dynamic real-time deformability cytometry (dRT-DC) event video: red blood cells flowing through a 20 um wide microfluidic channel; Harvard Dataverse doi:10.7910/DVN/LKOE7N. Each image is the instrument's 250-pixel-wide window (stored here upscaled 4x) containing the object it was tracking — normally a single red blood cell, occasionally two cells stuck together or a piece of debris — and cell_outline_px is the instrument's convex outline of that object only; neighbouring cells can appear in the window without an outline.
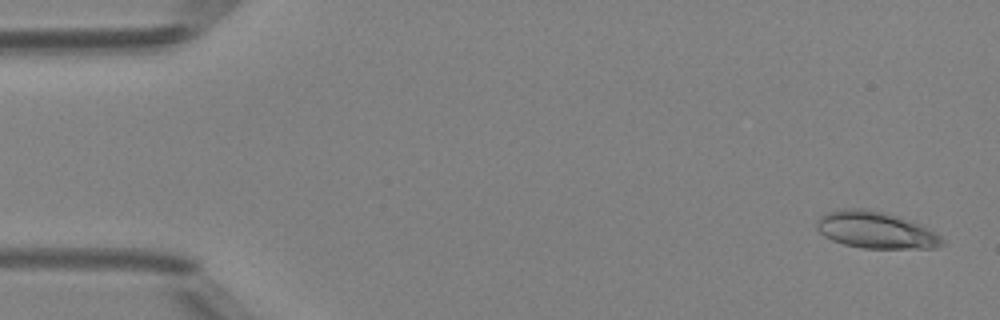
{"species": "Egyptian fruit bat (a non-hibernating species)", "species_latin": "Rousettus aegyptiacus", "temperature_condition": "room temperature", "stored_images_in_passage": 49, "camera_frame_rate_fps": 3000, "um_per_image_px": 0.085, "animal": {"sex": "female"}, "frame": {"image": 1, "passage_image": 2, "time_ms": 0.333, "image_size_px": [1000, 320], "cell_outline_px": [[944, 244], [936, 248], [860, 248], [844, 244], [832, 240], [824, 236], [816, 228], [816, 220], [820, 216], [828, 212], [840, 208], [864, 208], [900, 216], [940, 236], [944, 240]], "centroid_in_image_um": [74.37, 19.55], "position_along_channel_um": 10.6, "area_um2": 26.7}}
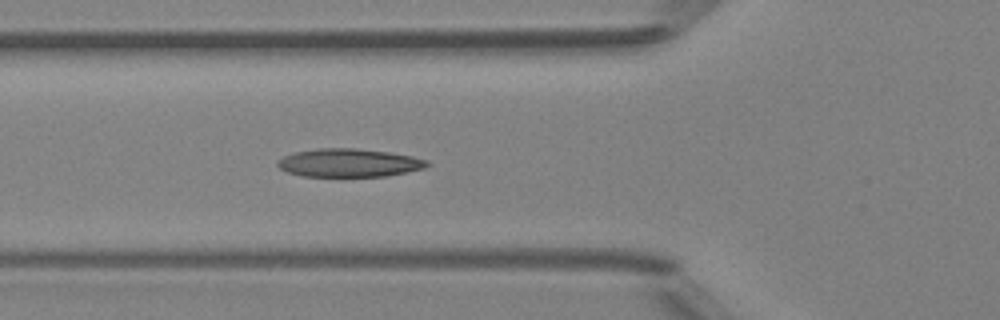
{"frame": {"image": 2, "passage_image": 18, "time_ms": 5.667, "image_size_px": [1000, 320], "cell_outline_px": [[432, 164], [424, 168], [388, 176], [304, 176], [288, 172], [280, 168], [276, 164], [284, 156], [296, 152], [320, 148], [356, 148], [388, 152], [412, 156], [428, 160]], "centroid_in_image_um": [29.71, 13.84], "position_along_channel_um": 96.1, "area_um2": 24.45}}
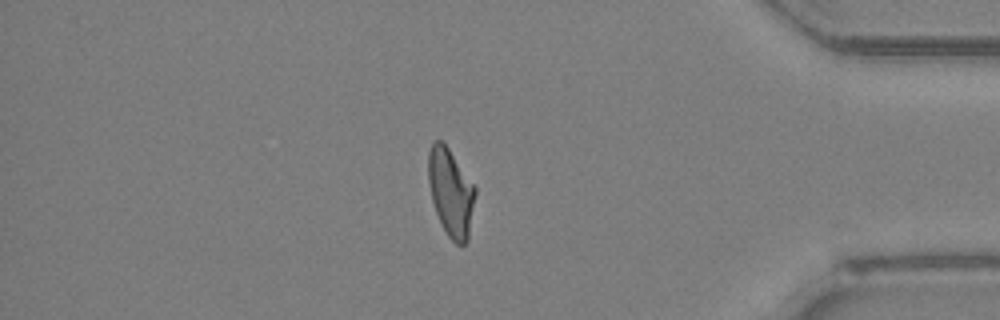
{"frame": {"image": 3, "passage_image": 42, "time_ms": 13.667, "image_size_px": [1000, 320], "cell_outline_px": [[476, 192], [468, 240], [464, 244], [456, 244], [448, 236], [436, 212], [432, 200], [428, 180], [428, 152], [432, 140], [440, 140], [448, 148], [476, 188]], "centroid_in_image_um": [38.31, 16.34], "position_along_channel_um": 396.9, "area_um2": 23.7}, "authors_computed_cell_mechanics": {"area_um2": 24.1604, "velocity_mm_per_s": 4.181, "shape_relaxation_time_tau1_ms": 8.7919, "shape_relaxation_time_tau2_ms": 2.0598, "deformation_change_tau1": 0.2424, "deformation_change_tau2": 0.0858}}